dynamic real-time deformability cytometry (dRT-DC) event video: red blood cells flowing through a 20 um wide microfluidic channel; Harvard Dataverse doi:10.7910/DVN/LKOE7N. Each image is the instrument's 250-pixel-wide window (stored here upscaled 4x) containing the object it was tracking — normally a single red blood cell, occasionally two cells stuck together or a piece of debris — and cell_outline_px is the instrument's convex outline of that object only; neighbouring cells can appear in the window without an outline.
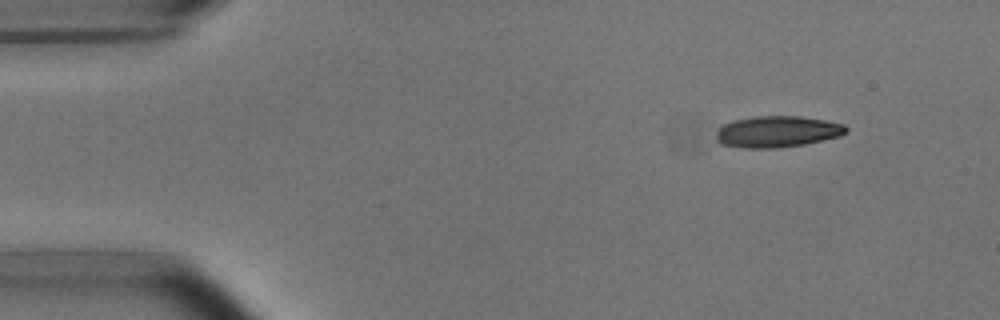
{"species": "common noctule bat (a hibernating species)", "species_latin": "Nyctalus noctula", "temperature_condition": "room temperature", "stored_images_in_passage": 5, "camera_frame_rate_fps": 3000, "um_per_image_px": 0.085, "animal": {"sex": "male", "body_mass_g": 15.6}, "frame": {"image": 1, "passage_image": 1, "time_ms": 0.0, "image_size_px": [1000, 320], "cell_outline_px": [[848, 132], [840, 136], [804, 144], [780, 148], [744, 148], [720, 144], [716, 140], [716, 128], [720, 124], [752, 116], [800, 116], [824, 120], [844, 124], [848, 128]], "centroid_in_image_um": [66.03, 11.19], "position_along_channel_um": 19.0, "area_um2": 24.04}}
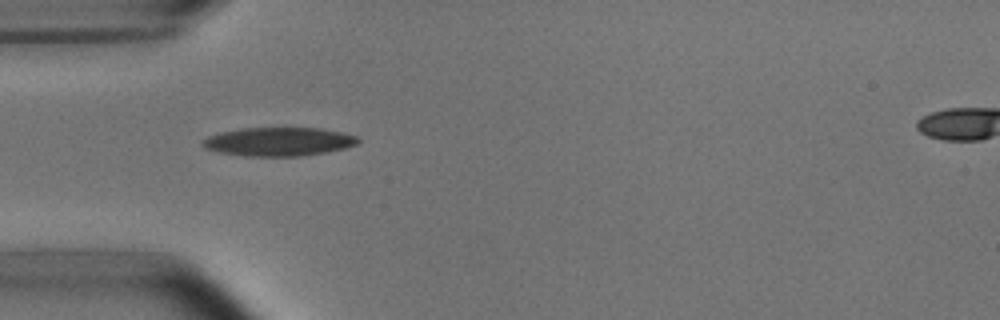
{"frame": {"image": 2, "passage_image": 4, "time_ms": 3.333, "image_size_px": [1000, 320], "cell_outline_px": [[360, 140], [356, 144], [344, 148], [324, 152], [300, 156], [244, 156], [220, 152], [204, 148], [200, 144], [200, 140], [208, 136], [220, 132], [240, 128], [320, 128], [344, 132], [356, 136]], "centroid_in_image_um": [23.64, 12.03], "position_along_channel_um": 61.4, "area_um2": 26.01}}